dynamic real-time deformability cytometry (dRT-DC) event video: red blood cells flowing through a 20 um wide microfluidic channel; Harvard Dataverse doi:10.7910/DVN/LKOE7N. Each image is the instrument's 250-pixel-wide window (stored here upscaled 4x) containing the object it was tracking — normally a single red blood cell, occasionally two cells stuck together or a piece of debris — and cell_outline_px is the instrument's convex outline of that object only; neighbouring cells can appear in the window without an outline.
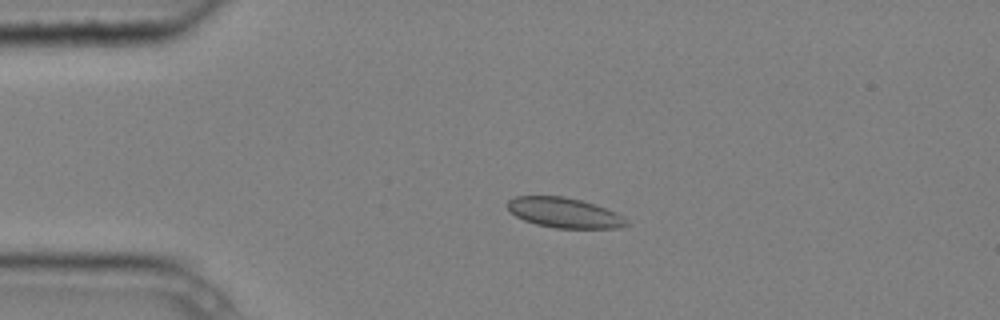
{"species": "common noctule bat (a hibernating species)", "species_latin": "Nyctalus noctula", "temperature_condition": "cold", "stored_images_in_passage": 5, "camera_frame_rate_fps": 3000, "um_per_image_px": 0.085, "animal": {"sex": "male", "body_mass_g": 20.4}, "frame": {"image": 1, "passage_image": 3, "time_ms": 0.667, "image_size_px": [1000, 320], "cell_outline_px": [[632, 224], [620, 228], [556, 228], [536, 224], [524, 220], [516, 216], [504, 204], [508, 200], [516, 196], [564, 196], [580, 200], [604, 208], [624, 216]], "centroid_in_image_um": [47.97, 18.09], "position_along_channel_um": 37.0, "area_um2": 20.87}}
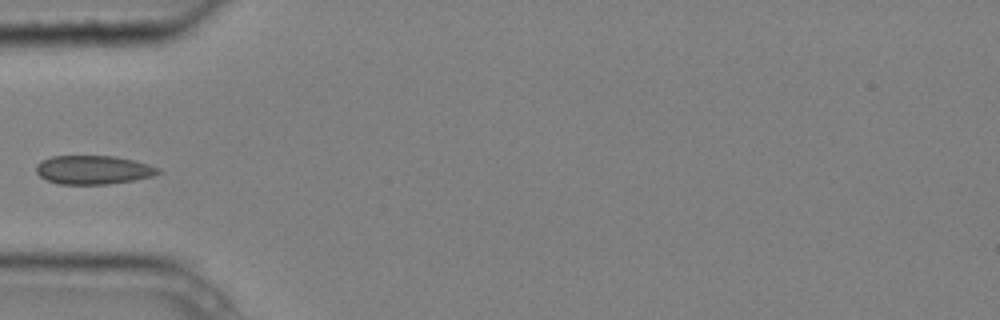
{"frame": {"image": 2, "passage_image": 4, "time_ms": 1.0, "image_size_px": [1000, 320], "cell_outline_px": [[164, 172], [152, 176], [136, 180], [108, 184], [60, 184], [48, 180], [40, 176], [36, 172], [36, 164], [40, 160], [52, 156], [112, 156], [132, 160], [148, 164], [160, 168]], "centroid_in_image_um": [7.94, 14.44], "position_along_channel_um": 77.1, "area_um2": 20.52}}
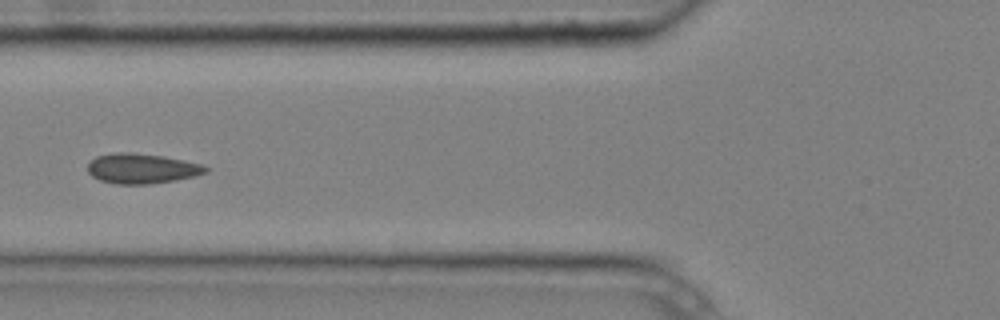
{"frame": {"image": 3, "passage_image": 5, "time_ms": 1.333, "image_size_px": [1000, 320], "cell_outline_px": [[212, 168], [208, 172], [196, 176], [176, 180], [148, 184], [116, 184], [100, 180], [92, 176], [88, 172], [88, 164], [96, 156], [112, 152], [128, 152], [164, 156], [184, 160], [200, 164]], "centroid_in_image_um": [12.08, 14.32], "position_along_channel_um": 113.7, "area_um2": 20.81}}